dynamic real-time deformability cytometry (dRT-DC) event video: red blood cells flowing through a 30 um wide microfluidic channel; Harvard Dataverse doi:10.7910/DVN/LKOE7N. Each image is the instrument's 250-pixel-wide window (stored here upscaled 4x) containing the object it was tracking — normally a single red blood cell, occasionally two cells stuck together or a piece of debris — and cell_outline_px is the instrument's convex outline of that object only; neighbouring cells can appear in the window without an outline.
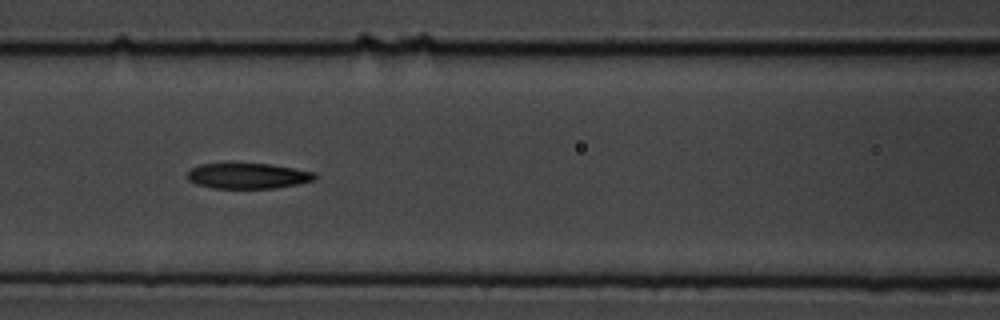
{"species": "common noctule bat (a hibernating species)", "species_latin": "Nyctalus noctula", "temperature_condition": "cold", "stored_images_in_passage": 9, "camera_frame_rate_fps": 3000, "um_per_image_px": 0.085, "animal": {"sex": "male", "body_mass_g": 19.5, "forearm_length_mm": 54.6}, "frame": {"image": 1, "passage_image": 6, "time_ms": 5.667, "image_size_px": [1000, 320], "cell_outline_px": [[316, 176], [312, 180], [296, 184], [276, 188], [212, 188], [196, 184], [188, 180], [188, 172], [192, 168], [200, 164], [272, 164], [316, 172]], "centroid_in_image_um": [21.07, 14.95], "position_along_channel_um": 145.5, "area_um2": 18.79}}
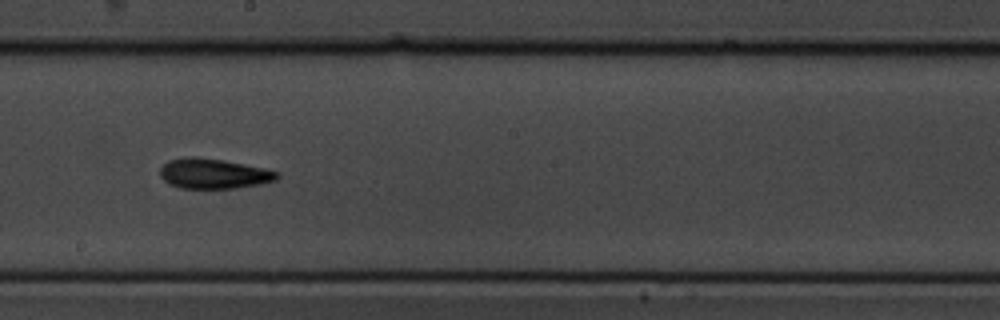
{"frame": {"image": 2, "passage_image": 8, "time_ms": 8.0, "image_size_px": [1000, 320], "cell_outline_px": [[280, 176], [276, 180], [260, 184], [236, 188], [180, 188], [168, 184], [160, 176], [160, 168], [168, 160], [188, 156], [196, 156], [224, 160], [264, 168], [280, 172]], "centroid_in_image_um": [18.15, 14.75], "position_along_channel_um": 230.0, "area_um2": 20.69}}
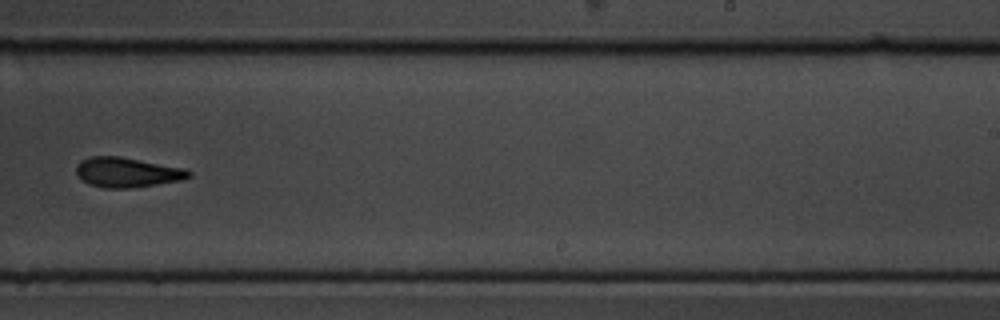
{"frame": {"image": 3, "passage_image": 9, "time_ms": 9.333, "image_size_px": [1000, 320], "cell_outline_px": [[192, 176], [180, 180], [132, 188], [104, 188], [88, 184], [76, 176], [76, 164], [80, 160], [88, 156], [120, 156], [184, 168], [192, 172]], "centroid_in_image_um": [10.75, 14.64], "position_along_channel_um": 278.2, "area_um2": 19.77}}